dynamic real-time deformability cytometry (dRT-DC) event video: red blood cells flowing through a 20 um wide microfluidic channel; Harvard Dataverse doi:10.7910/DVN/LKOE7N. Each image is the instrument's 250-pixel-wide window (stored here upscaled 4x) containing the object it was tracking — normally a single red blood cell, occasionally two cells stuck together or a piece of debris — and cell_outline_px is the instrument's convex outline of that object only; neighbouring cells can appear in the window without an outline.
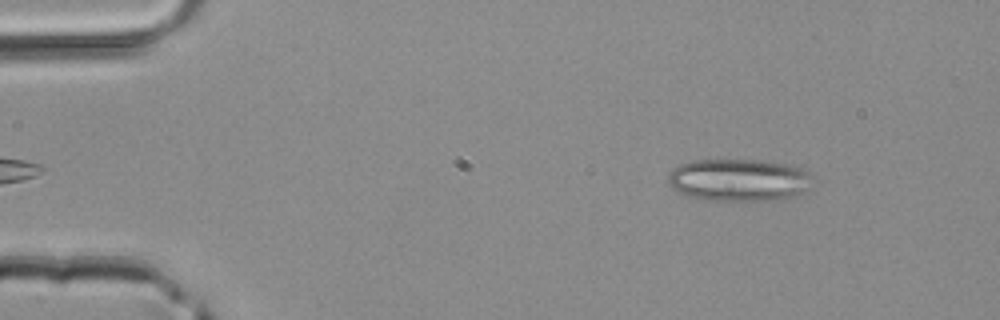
{"species": "common noctule bat (a hibernating species)", "species_latin": "Nyctalus noctula", "temperature_condition": "room temperature", "stored_images_in_passage": 43, "camera_frame_rate_fps": 3000, "um_per_image_px": 0.085, "animal": {"sex": "male", "body_mass_g": 20.4}, "frame": {"image": 1, "passage_image": 3, "time_ms": 0.667, "image_size_px": [1000, 320], "cell_outline_px": [[812, 188], [792, 196], [776, 200], [708, 200], [684, 196], [676, 192], [672, 188], [668, 180], [668, 176], [672, 168], [680, 164], [692, 160], [764, 160], [788, 164], [800, 168], [808, 172], [812, 176]], "centroid_in_image_um": [62.79, 15.3], "position_along_channel_um": 22.2, "area_um2": 36.07}}
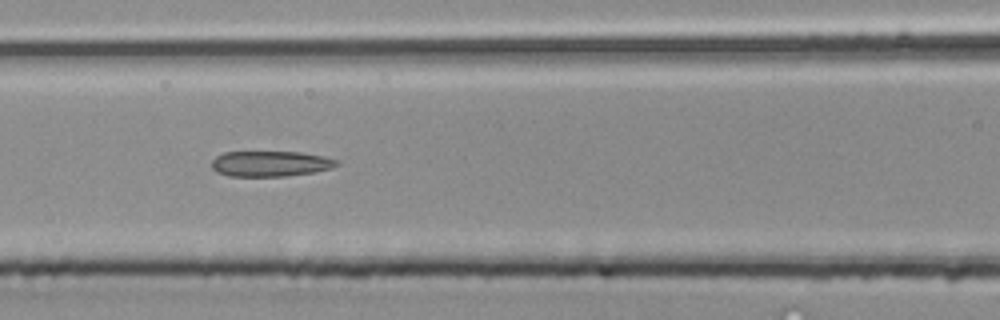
{"frame": {"image": 2, "passage_image": 17, "time_ms": 5.333, "image_size_px": [1000, 320], "cell_outline_px": [[340, 164], [332, 168], [312, 172], [284, 176], [228, 176], [212, 168], [212, 160], [216, 156], [224, 152], [300, 152], [324, 156], [340, 160]], "centroid_in_image_um": [23.02, 13.9], "position_along_channel_um": 143.6, "area_um2": 18.55}}
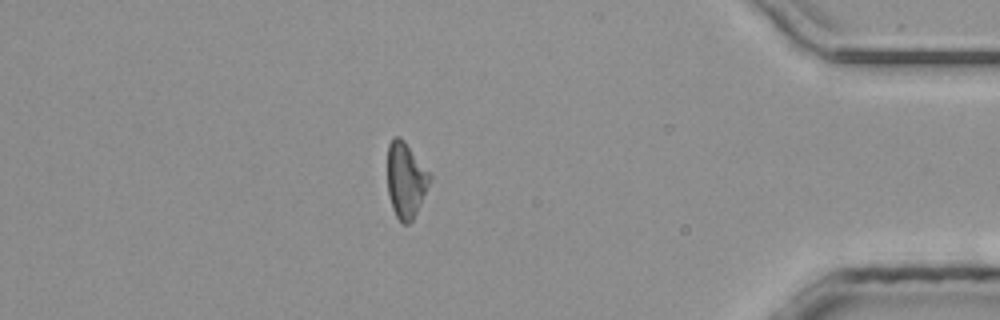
{"frame": {"image": 3, "passage_image": 37, "time_ms": 12.0, "image_size_px": [1000, 320], "cell_outline_px": [[432, 180], [412, 220], [408, 224], [404, 224], [396, 216], [392, 208], [388, 192], [388, 144], [392, 136], [400, 136], [404, 140], [432, 176]], "centroid_in_image_um": [34.49, 15.28], "position_along_channel_um": 400.7, "area_um2": 18.55}}